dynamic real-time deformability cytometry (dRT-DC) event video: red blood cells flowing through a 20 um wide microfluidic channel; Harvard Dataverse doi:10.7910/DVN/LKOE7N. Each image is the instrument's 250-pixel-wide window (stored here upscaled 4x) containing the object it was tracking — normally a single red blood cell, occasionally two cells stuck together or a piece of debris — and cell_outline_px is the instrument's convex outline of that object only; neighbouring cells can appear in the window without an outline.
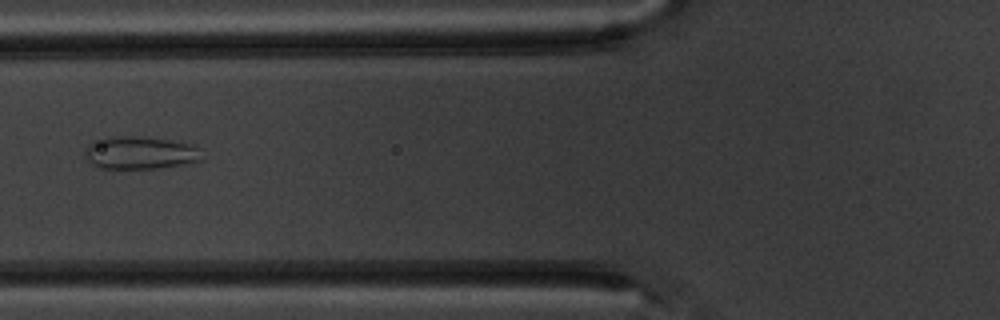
{"species": "common noctule bat (a hibernating species)", "species_latin": "Nyctalus noctula", "temperature_condition": "warm", "stored_images_in_passage": 4, "camera_frame_rate_fps": 3000, "um_per_image_px": 0.085, "animal": {"sex": "male", "body_mass_g": 20.1, "forearm_length_mm": 53.5}, "frame": {"image": 1, "passage_image": 4, "time_ms": 5.0, "image_size_px": [1000, 320], "cell_outline_px": [[204, 160], [184, 164], [156, 168], [100, 168], [92, 164], [88, 160], [84, 152], [84, 148], [92, 140], [104, 136], [136, 136], [172, 140], [196, 144]], "centroid_in_image_um": [11.9, 12.96], "position_along_channel_um": 113.9, "area_um2": 22.72}}